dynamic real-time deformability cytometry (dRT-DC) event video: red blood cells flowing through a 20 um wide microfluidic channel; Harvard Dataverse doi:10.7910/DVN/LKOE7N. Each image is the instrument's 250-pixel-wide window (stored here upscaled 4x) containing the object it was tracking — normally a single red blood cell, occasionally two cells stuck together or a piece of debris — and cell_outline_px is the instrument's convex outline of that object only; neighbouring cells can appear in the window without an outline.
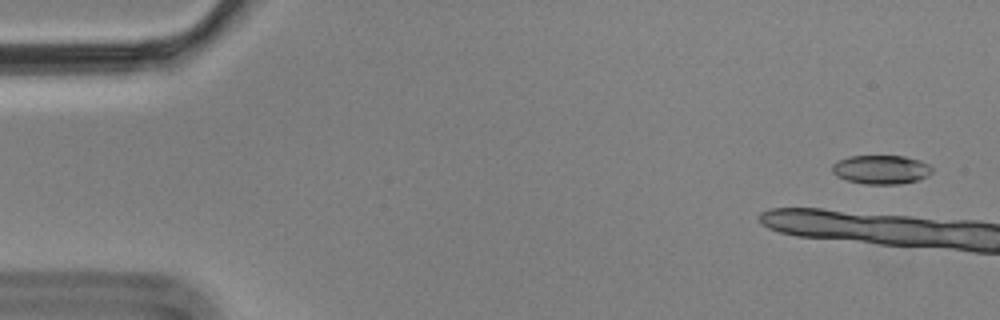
{"species": "Egyptian fruit bat (a non-hibernating species)", "species_latin": "Rousettus aegyptiacus", "temperature_condition": "cold", "stored_images_in_passage": 5, "camera_frame_rate_fps": 3000, "um_per_image_px": 0.085, "animal": {"sex": "male"}, "frame": {"image": 1, "passage_image": 1, "time_ms": 0.0, "image_size_px": [1000, 320], "cell_outline_px": [[932, 172], [928, 176], [916, 180], [900, 184], [864, 184], [848, 180], [836, 176], [832, 172], [832, 164], [836, 160], [848, 156], [904, 156], [920, 160], [928, 164], [932, 168]], "centroid_in_image_um": [74.87, 14.4], "position_along_channel_um": 10.1, "area_um2": 16.94}}